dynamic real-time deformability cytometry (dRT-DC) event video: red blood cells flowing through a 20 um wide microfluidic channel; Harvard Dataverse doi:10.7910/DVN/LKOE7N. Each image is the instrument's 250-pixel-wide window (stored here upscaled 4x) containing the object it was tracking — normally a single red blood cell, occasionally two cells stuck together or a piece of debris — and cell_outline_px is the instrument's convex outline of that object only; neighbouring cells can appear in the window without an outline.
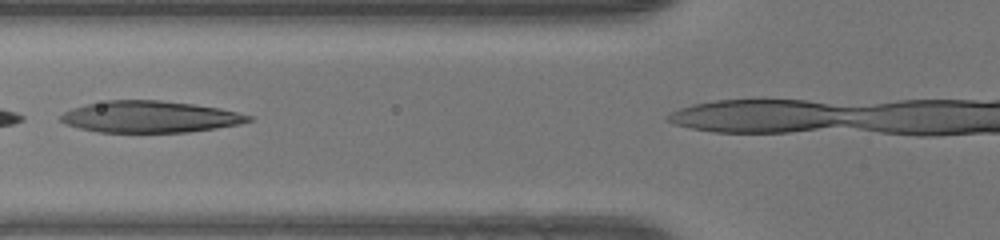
{"species": "human", "species_latin": "Homo sapiens", "temperature_condition": "warm", "stored_images_in_passage": 10, "camera_frame_rate_fps": 3000, "um_per_image_px": 0.085, "donor": {"sex": "female"}, "frame": {"image": 1, "passage_image": 5, "time_ms": 1.333, "image_size_px": [1000, 240], "cell_outline_px": [[252, 120], [240, 124], [216, 128], [188, 132], [100, 132], [80, 128], [64, 124], [60, 120], [60, 116], [64, 112], [72, 108], [88, 104], [108, 100], [160, 100], [192, 104], [220, 108], [252, 116]], "centroid_in_image_um": [12.74, 9.93], "position_along_channel_um": 113.1, "area_um2": 34.39}}